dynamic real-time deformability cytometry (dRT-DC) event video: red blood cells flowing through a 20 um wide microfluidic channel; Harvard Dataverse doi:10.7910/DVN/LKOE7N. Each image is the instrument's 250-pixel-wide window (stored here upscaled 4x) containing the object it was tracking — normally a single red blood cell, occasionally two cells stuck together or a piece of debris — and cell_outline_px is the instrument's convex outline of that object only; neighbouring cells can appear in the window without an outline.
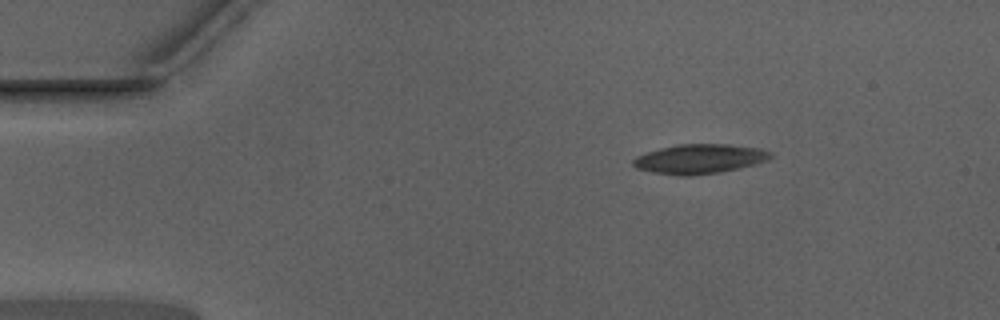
{"species": "Egyptian fruit bat (a non-hibernating species)", "species_latin": "Rousettus aegyptiacus", "temperature_condition": "warm", "stored_images_in_passage": 45, "camera_frame_rate_fps": 3000, "um_per_image_px": 0.085, "animal": {"sex": "male"}, "frame": {"image": 1, "passage_image": 1, "time_ms": 0.0, "image_size_px": [1000, 320], "cell_outline_px": [[772, 156], [768, 160], [756, 164], [720, 172], [688, 176], [684, 176], [652, 172], [636, 168], [632, 164], [632, 160], [636, 156], [660, 148], [676, 144], [728, 144], [760, 148], [772, 152]], "centroid_in_image_um": [59.47, 13.5], "position_along_channel_um": 25.5, "area_um2": 23.64}}
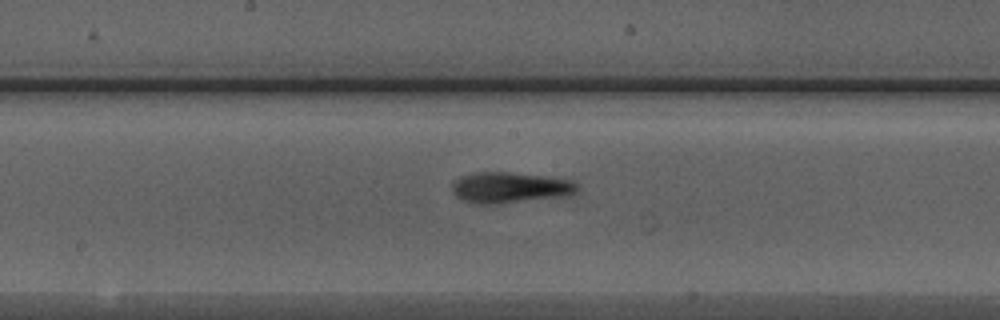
{"frame": {"image": 2, "passage_image": 20, "time_ms": 6.333, "image_size_px": [1000, 320], "cell_outline_px": [[580, 192], [572, 196], [496, 204], [472, 204], [460, 200], [452, 192], [452, 180], [460, 176], [476, 172], [508, 172], [552, 176], [572, 180], [580, 184]], "centroid_in_image_um": [43.42, 15.95], "position_along_channel_um": 204.8, "area_um2": 23.52}}
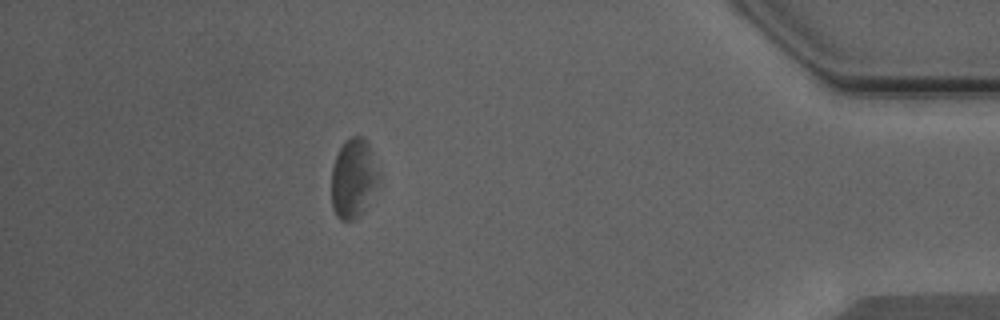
{"frame": {"image": 3, "passage_image": 39, "time_ms": 12.667, "image_size_px": [1000, 320], "cell_outline_px": [[376, 180], [360, 212], [352, 220], [340, 220], [336, 216], [332, 208], [332, 168], [336, 156], [340, 148], [352, 136], [364, 136], [372, 152], [376, 176]], "centroid_in_image_um": [29.95, 15.12], "position_along_channel_um": 405.3, "area_um2": 20.4}, "authors_computed_cell_mechanics": {"area_um2": 22.1374, "velocity_mm_per_s": 3.9436, "shape_relaxation_time_tau1_ms": 2.4195, "shape_relaxation_time_tau2_ms": 7.0403, "deformation_change_tau1": 0.1007, "deformation_change_tau2": 0.1818}}